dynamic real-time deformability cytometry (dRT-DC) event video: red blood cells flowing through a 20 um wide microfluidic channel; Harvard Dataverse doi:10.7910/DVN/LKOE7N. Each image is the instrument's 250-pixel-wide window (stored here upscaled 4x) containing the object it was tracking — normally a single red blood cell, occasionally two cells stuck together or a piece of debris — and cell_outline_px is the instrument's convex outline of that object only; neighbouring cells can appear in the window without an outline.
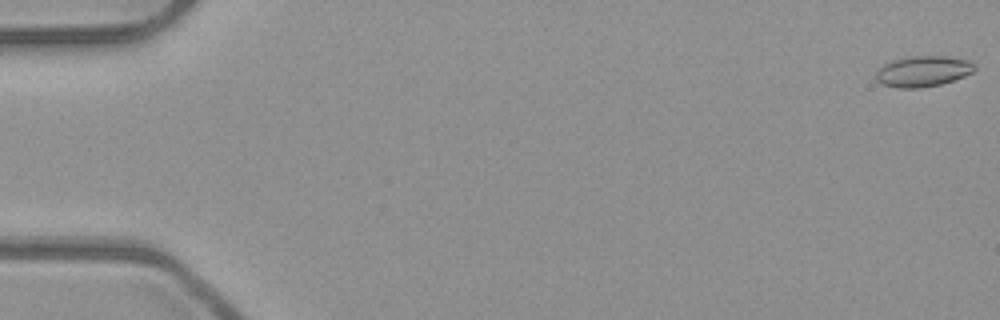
{"species": "common noctule bat (a hibernating species)", "species_latin": "Nyctalus noctula", "temperature_condition": "room temperature", "stored_images_in_passage": 5, "camera_frame_rate_fps": 3000, "um_per_image_px": 0.085, "animal": {"sex": "male", "body_mass_g": 23.1, "forearm_length_mm": 52.7}, "frame": {"image": 1, "passage_image": 1, "time_ms": 0.0, "image_size_px": [1000, 320], "cell_outline_px": [[976, 68], [972, 72], [964, 76], [940, 84], [920, 88], [896, 88], [880, 84], [876, 80], [876, 72], [884, 64], [892, 60], [908, 56], [944, 56], [968, 60]], "centroid_in_image_um": [78.4, 6.06], "position_along_channel_um": 6.6, "area_um2": 17.63}}